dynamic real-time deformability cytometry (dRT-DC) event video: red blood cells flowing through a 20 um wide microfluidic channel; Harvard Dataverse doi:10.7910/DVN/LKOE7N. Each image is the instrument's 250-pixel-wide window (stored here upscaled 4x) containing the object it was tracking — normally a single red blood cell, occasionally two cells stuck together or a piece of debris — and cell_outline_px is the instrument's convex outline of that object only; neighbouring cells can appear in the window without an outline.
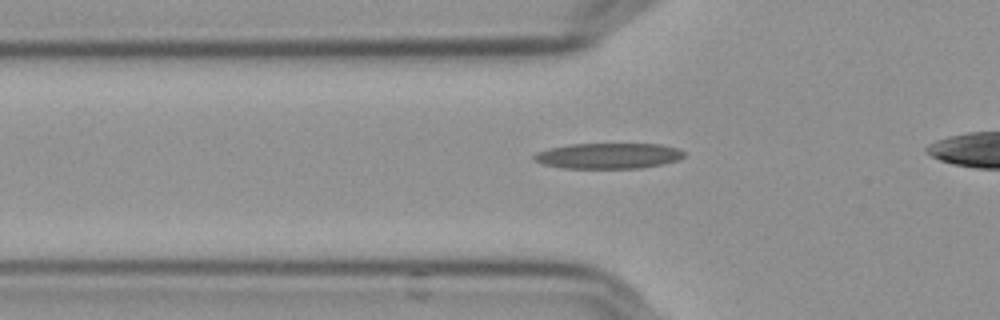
{"species": "Egyptian fruit bat (a non-hibernating species)", "species_latin": "Rousettus aegyptiacus", "temperature_condition": "cold", "stored_images_in_passage": 44, "camera_frame_rate_fps": 3000, "um_per_image_px": 0.085, "frame": {"image": 1, "passage_image": 14, "time_ms": 4.333, "image_size_px": [1000, 320], "cell_outline_px": [[680, 156], [672, 160], [656, 164], [624, 168], [580, 168], [552, 164], [540, 160], [536, 156], [544, 152], [556, 148], [580, 144], [648, 144], [668, 148], [680, 152]], "centroid_in_image_um": [51.73, 13.23], "position_along_channel_um": 74.1, "area_um2": 19.77}}
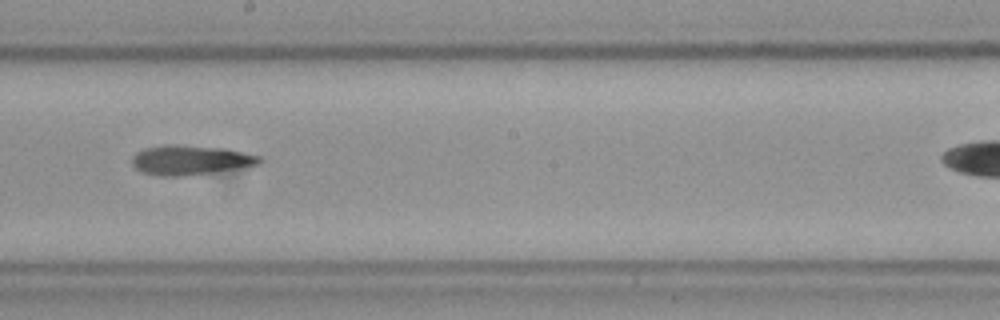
{"frame": {"image": 2, "passage_image": 27, "time_ms": 8.667, "image_size_px": [1000, 320], "cell_outline_px": [[256, 160], [252, 164], [196, 172], [148, 172], [140, 168], [136, 164], [136, 156], [140, 152], [156, 148], [196, 148], [236, 152], [256, 156]], "centroid_in_image_um": [16.16, 13.59], "position_along_channel_um": 232.0, "area_um2": 16.76}}
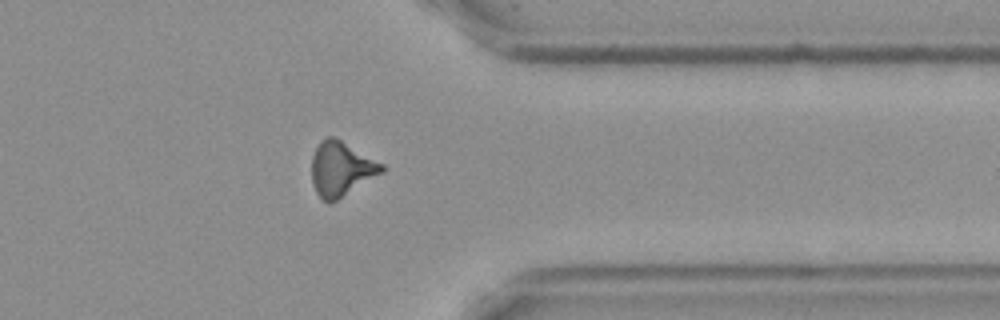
{"frame": {"image": 3, "passage_image": 40, "time_ms": 13.0, "image_size_px": [1000, 320], "cell_outline_px": [[384, 168], [380, 172], [340, 196], [332, 200], [324, 200], [320, 196], [316, 188], [312, 176], [312, 160], [316, 148], [324, 140], [340, 140], [380, 164]], "centroid_in_image_um": [28.94, 14.34], "position_along_channel_um": 382.5, "area_um2": 19.94}}